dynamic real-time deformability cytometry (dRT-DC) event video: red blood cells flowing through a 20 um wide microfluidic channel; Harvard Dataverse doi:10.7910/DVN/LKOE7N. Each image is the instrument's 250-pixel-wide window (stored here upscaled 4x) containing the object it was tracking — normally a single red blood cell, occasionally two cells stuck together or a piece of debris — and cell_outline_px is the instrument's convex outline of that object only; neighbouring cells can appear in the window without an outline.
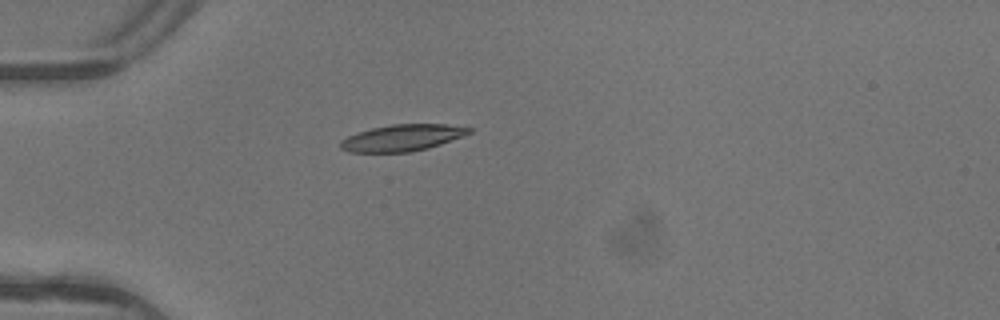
{"species": "common noctule bat (a hibernating species)", "species_latin": "Nyctalus noctula", "temperature_condition": "warm", "stored_images_in_passage": 1, "camera_frame_rate_fps": 3000, "um_per_image_px": 0.085, "animal": {"sex": "female"}, "frame": {"image": 1, "passage_image": 1, "time_ms": 0.0, "image_size_px": [1000, 320], "cell_outline_px": [[472, 132], [464, 136], [428, 148], [408, 152], [348, 152], [340, 148], [340, 140], [348, 136], [372, 128], [392, 124], [448, 124], [472, 128]], "centroid_in_image_um": [34.21, 11.71], "position_along_channel_um": 50.8, "area_um2": 19.83}}